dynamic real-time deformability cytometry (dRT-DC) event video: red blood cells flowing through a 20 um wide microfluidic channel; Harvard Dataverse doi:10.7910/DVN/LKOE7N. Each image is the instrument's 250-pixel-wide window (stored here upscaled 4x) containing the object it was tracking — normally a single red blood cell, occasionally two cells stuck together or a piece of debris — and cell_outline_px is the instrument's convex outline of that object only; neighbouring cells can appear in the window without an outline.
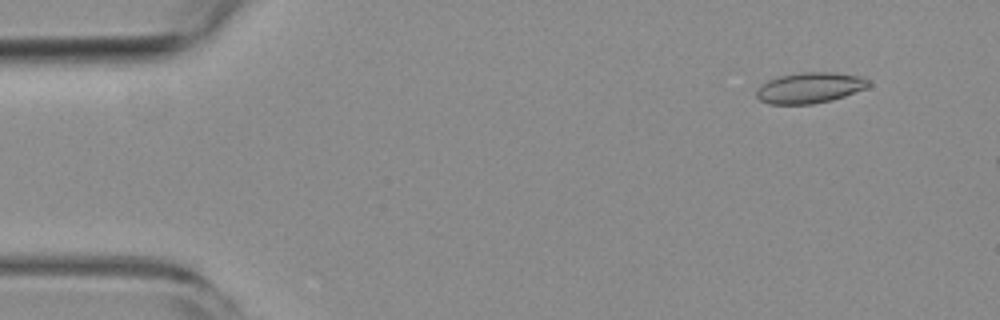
{"species": "common noctule bat (a hibernating species)", "species_latin": "Nyctalus noctula", "temperature_condition": "room temperature", "stored_images_in_passage": 2, "camera_frame_rate_fps": 3000, "um_per_image_px": 0.085, "animal": {"sex": "female", "body_mass_g": 19.3, "forearm_length_mm": 54.1}, "frame": {"image": 1, "passage_image": 1, "time_ms": 0.0, "image_size_px": [1000, 320], "cell_outline_px": [[872, 84], [864, 88], [844, 96], [832, 100], [812, 104], [768, 104], [760, 100], [756, 96], [756, 88], [760, 84], [768, 80], [780, 76], [800, 72], [832, 72], [860, 76], [868, 80]], "centroid_in_image_um": [68.79, 7.46], "position_along_channel_um": 16.2, "area_um2": 20.11}}